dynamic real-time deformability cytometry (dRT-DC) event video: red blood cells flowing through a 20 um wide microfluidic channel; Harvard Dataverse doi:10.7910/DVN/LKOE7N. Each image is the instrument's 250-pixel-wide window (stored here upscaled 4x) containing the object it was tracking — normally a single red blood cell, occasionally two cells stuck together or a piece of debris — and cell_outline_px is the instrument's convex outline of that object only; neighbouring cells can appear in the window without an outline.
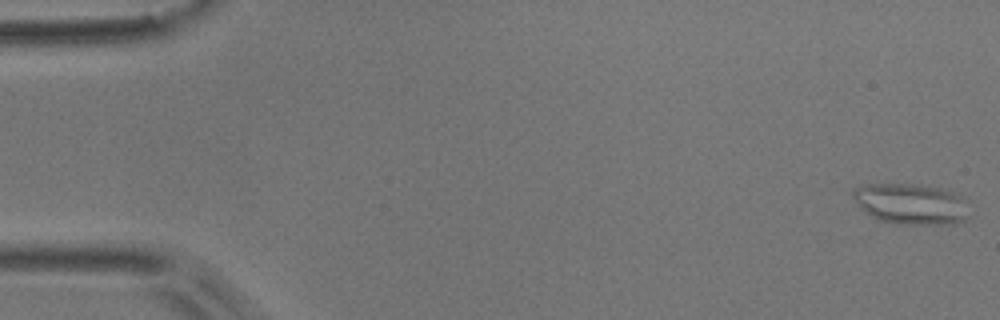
{"species": "common noctule bat (a hibernating species)", "species_latin": "Nyctalus noctula", "temperature_condition": "room temperature", "stored_images_in_passage": 5, "camera_frame_rate_fps": 3000, "um_per_image_px": 0.085, "animal": {"sex": "male", "body_mass_g": 17.9}, "frame": {"image": 1, "passage_image": 1, "time_ms": 0.0, "image_size_px": [1000, 320], "cell_outline_px": [[968, 216], [964, 220], [956, 224], [900, 224], [876, 220], [852, 196], [852, 188], [860, 184], [920, 184], [944, 188], [964, 196], [968, 200]], "centroid_in_image_um": [77.5, 17.31], "position_along_channel_um": 7.5, "area_um2": 28.09}}
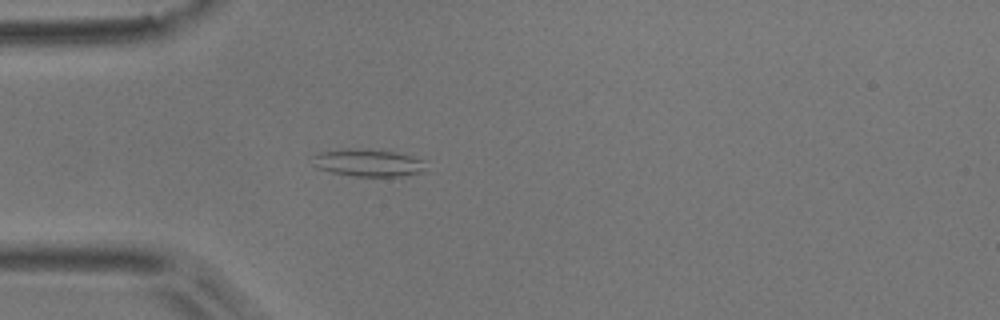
{"frame": {"image": 2, "passage_image": 5, "time_ms": 1.333, "image_size_px": [1000, 320], "cell_outline_px": [[428, 160], [424, 172], [404, 176], [352, 176], [332, 172], [316, 168], [312, 164], [312, 156], [316, 152], [344, 148], [364, 148], [396, 152]], "centroid_in_image_um": [31.3, 13.82], "position_along_channel_um": 53.7, "area_um2": 18.73}}